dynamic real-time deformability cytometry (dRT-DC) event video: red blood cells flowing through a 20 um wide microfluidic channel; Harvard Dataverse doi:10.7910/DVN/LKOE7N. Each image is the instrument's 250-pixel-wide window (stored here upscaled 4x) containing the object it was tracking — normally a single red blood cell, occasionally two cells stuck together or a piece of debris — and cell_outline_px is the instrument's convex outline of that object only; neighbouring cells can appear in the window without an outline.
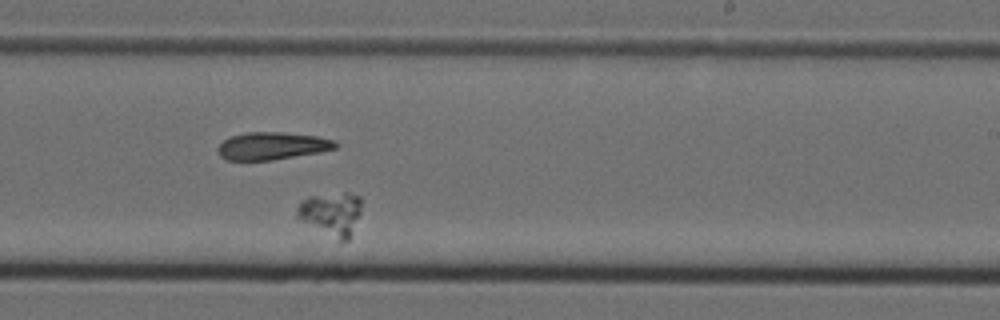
{"species": "Egyptian fruit bat (a non-hibernating species)", "species_latin": "Rousettus aegyptiacus", "temperature_condition": "cold", "stored_images_in_passage": 6, "camera_frame_rate_fps": 3000, "um_per_image_px": 0.085, "animal": {"sex": "female"}, "frame": {"image": 1, "passage_image": 6, "time_ms": 1.667, "image_size_px": [1000, 320], "cell_outline_px": [[360, 212], [352, 236], [348, 240], [340, 244], [296, 220], [296, 208], [308, 196], [344, 192], [360, 196]], "centroid_in_image_um": [28.12, 18.25], "position_along_channel_um": 260.9, "area_um2": 17.17}}